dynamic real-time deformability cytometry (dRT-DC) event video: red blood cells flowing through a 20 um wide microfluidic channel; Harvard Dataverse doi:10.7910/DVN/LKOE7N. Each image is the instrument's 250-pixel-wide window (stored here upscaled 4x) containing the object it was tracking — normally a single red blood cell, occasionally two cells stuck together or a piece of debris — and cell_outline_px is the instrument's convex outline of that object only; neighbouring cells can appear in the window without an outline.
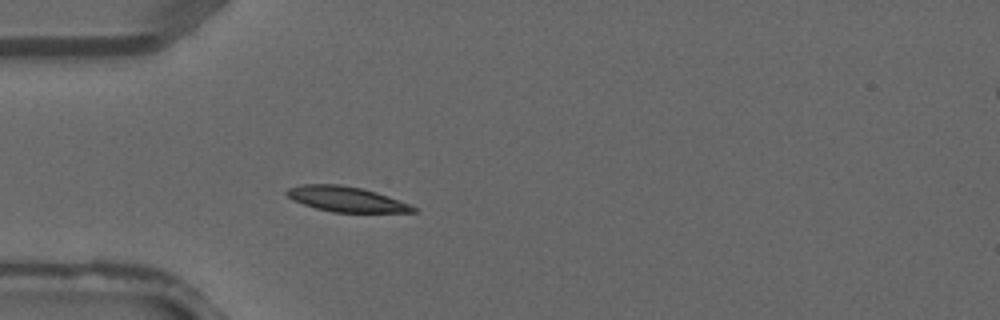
{"species": "common noctule bat (a hibernating species)", "species_latin": "Nyctalus noctula", "temperature_condition": "warm", "stored_images_in_passage": 2, "camera_frame_rate_fps": 3000, "um_per_image_px": 0.085, "animal": {"sex": "male", "forearm_length_mm": 52.5}, "frame": {"image": 1, "passage_image": 1, "time_ms": 0.0, "image_size_px": [1000, 320], "cell_outline_px": [[416, 212], [332, 212], [316, 208], [292, 200], [284, 192], [288, 188], [304, 184], [340, 184], [360, 188], [376, 192], [388, 196], [408, 204], [416, 208]], "centroid_in_image_um": [29.38, 16.92], "position_along_channel_um": 55.6, "area_um2": 18.32}}